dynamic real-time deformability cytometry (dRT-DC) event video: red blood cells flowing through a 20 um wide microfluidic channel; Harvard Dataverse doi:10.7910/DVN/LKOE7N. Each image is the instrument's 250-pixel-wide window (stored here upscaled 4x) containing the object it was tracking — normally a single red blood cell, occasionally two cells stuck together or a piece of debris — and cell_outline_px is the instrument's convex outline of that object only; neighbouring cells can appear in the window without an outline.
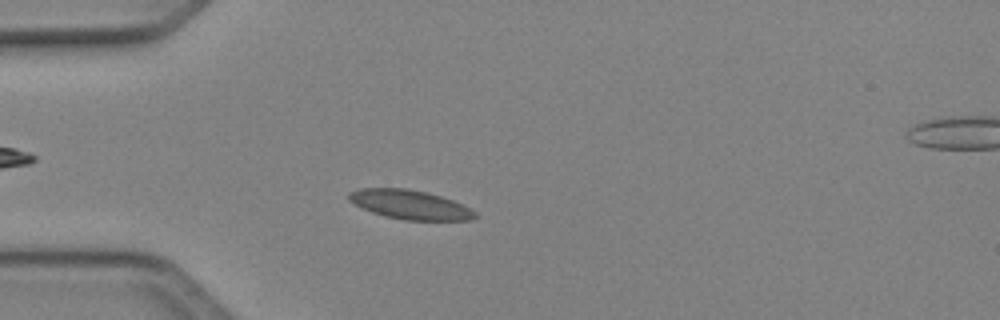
{"species": "Egyptian fruit bat (a non-hibernating species)", "species_latin": "Rousettus aegyptiacus", "temperature_condition": "cold", "stored_images_in_passage": 47, "camera_frame_rate_fps": 3000, "um_per_image_px": 0.085, "animal": {"sex": "female"}, "frame": {"image": 1, "passage_image": 11, "time_ms": 3.333, "image_size_px": [1000, 320], "cell_outline_px": [[476, 216], [472, 220], [404, 220], [384, 216], [360, 208], [348, 200], [348, 192], [360, 188], [408, 188], [440, 196], [452, 200], [476, 212]], "centroid_in_image_um": [34.78, 17.39], "position_along_channel_um": 50.2, "area_um2": 21.39}}
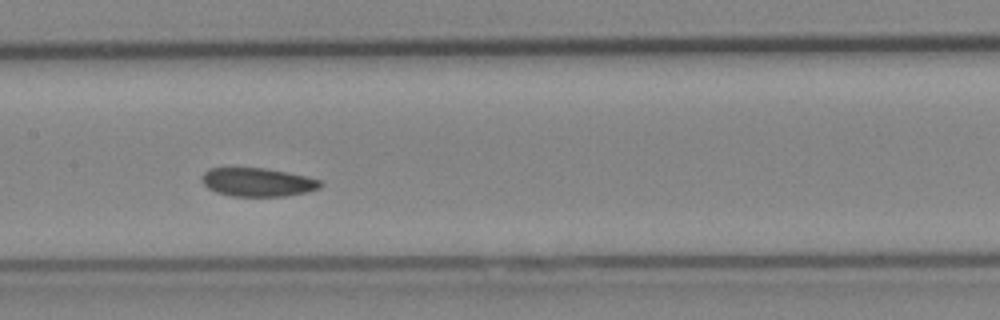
{"frame": {"image": 2, "passage_image": 22, "time_ms": 7.0, "image_size_px": [1000, 320], "cell_outline_px": [[324, 184], [320, 188], [288, 196], [232, 196], [216, 192], [208, 188], [200, 180], [200, 176], [208, 168], [264, 168], [288, 172], [320, 180]], "centroid_in_image_um": [21.87, 15.48], "position_along_channel_um": 185.5, "area_um2": 19.77}}
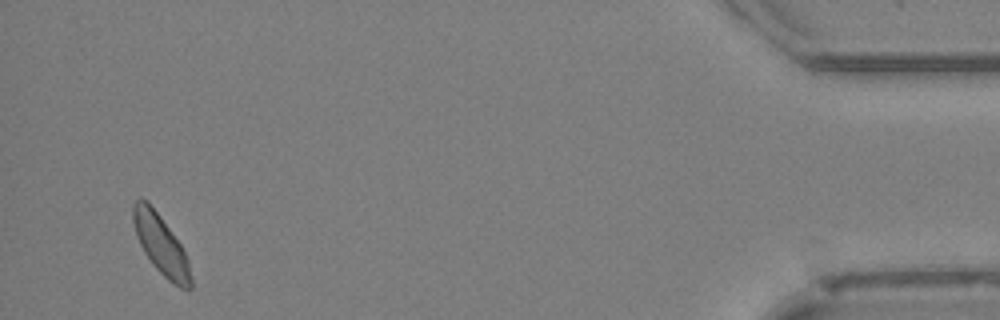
{"frame": {"image": 3, "passage_image": 45, "time_ms": 14.667, "image_size_px": [1000, 320], "cell_outline_px": [[192, 288], [180, 288], [172, 284], [152, 264], [144, 252], [136, 236], [132, 220], [132, 204], [140, 196], [148, 200], [160, 216], [180, 244], [188, 260], [192, 276]], "centroid_in_image_um": [13.65, 20.78], "position_along_channel_um": 421.5, "area_um2": 20.11}, "authors_computed_cell_mechanics": {"area_um2": 20.4034, "velocity_mm_per_s": 4.0665, "shape_relaxation_time_tau1_ms": null, "shape_relaxation_time_tau2_ms": 5.6365, "deformation_change_tau1": null, "deformation_change_tau2": 0.0961}}